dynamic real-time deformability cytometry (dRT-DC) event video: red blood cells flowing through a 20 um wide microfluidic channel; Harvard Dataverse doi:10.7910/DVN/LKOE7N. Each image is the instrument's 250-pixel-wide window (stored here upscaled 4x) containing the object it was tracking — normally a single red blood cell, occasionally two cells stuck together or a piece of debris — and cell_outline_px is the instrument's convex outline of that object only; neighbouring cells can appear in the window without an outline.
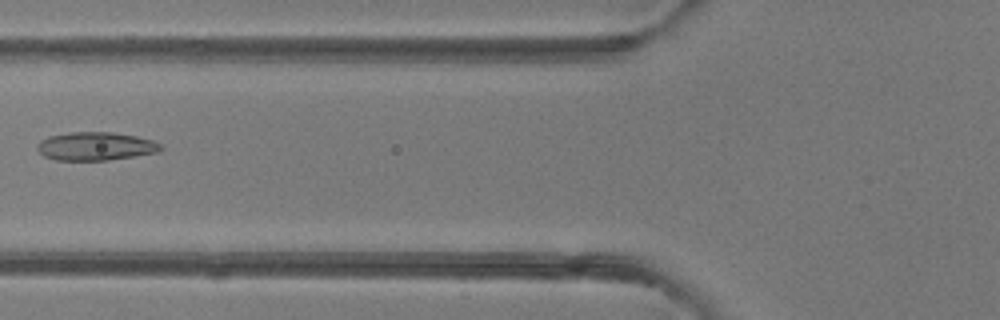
{"species": "common noctule bat (a hibernating species)", "species_latin": "Nyctalus noctula", "temperature_condition": "room temperature", "stored_images_in_passage": 2, "camera_frame_rate_fps": 3000, "um_per_image_px": 0.085, "animal": {"sex": "female"}, "frame": {"image": 1, "passage_image": 2, "time_ms": 1.0, "image_size_px": [1000, 320], "cell_outline_px": [[164, 148], [160, 152], [108, 160], [56, 160], [44, 156], [36, 148], [36, 144], [40, 140], [48, 136], [68, 132], [112, 132], [136, 136], [152, 140], [164, 144]], "centroid_in_image_um": [8.15, 12.42], "position_along_channel_um": 117.7, "area_um2": 20.63}}